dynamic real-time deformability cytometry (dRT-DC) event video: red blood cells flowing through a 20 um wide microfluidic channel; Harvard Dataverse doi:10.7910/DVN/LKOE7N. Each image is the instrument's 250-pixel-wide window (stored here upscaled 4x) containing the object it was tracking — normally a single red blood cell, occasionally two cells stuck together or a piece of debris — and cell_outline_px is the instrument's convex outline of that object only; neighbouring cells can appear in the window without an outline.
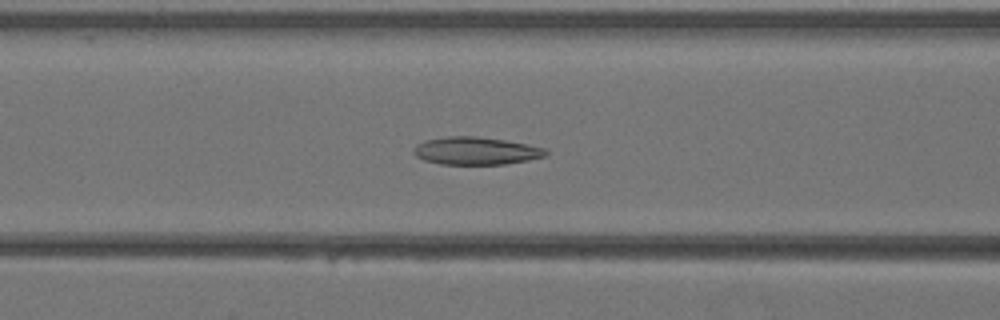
{"species": "Egyptian fruit bat (a non-hibernating species)", "species_latin": "Rousettus aegyptiacus", "temperature_condition": "warm", "stored_images_in_passage": 40, "camera_frame_rate_fps": 3000, "um_per_image_px": 0.085, "animal": {"sex": "female"}, "frame": {"image": 1, "passage_image": 16, "time_ms": 5.0, "image_size_px": [1000, 320], "cell_outline_px": [[548, 152], [544, 156], [528, 160], [504, 164], [440, 164], [424, 160], [416, 156], [412, 152], [412, 148], [416, 144], [424, 140], [448, 136], [476, 136], [504, 140], [528, 144], [544, 148]], "centroid_in_image_um": [40.4, 12.82], "position_along_channel_um": 126.2, "area_um2": 21.33}}
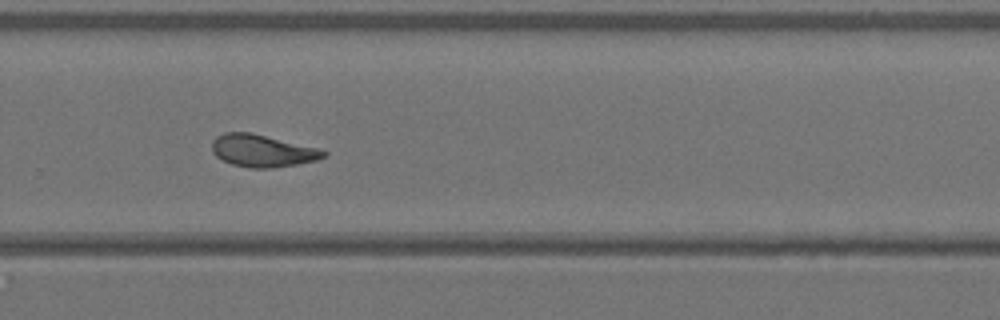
{"frame": {"image": 2, "passage_image": 27, "time_ms": 8.667, "image_size_px": [1000, 320], "cell_outline_px": [[328, 152], [324, 156], [316, 160], [296, 164], [272, 168], [252, 168], [232, 164], [216, 156], [212, 152], [212, 140], [216, 136], [224, 132], [252, 132], [316, 148]], "centroid_in_image_um": [22.25, 12.8], "position_along_channel_um": 307.6, "area_um2": 20.81}}
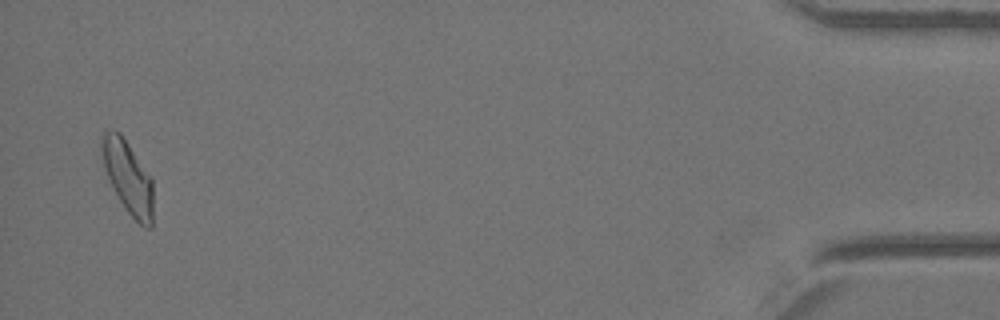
{"frame": {"image": 3, "passage_image": 39, "time_ms": 12.667, "image_size_px": [1000, 320], "cell_outline_px": [[152, 228], [144, 228], [128, 212], [120, 200], [108, 180], [104, 168], [100, 148], [100, 136], [104, 128], [112, 128], [120, 132], [152, 176]], "centroid_in_image_um": [10.84, 14.97], "position_along_channel_um": 424.4, "area_um2": 22.25}}